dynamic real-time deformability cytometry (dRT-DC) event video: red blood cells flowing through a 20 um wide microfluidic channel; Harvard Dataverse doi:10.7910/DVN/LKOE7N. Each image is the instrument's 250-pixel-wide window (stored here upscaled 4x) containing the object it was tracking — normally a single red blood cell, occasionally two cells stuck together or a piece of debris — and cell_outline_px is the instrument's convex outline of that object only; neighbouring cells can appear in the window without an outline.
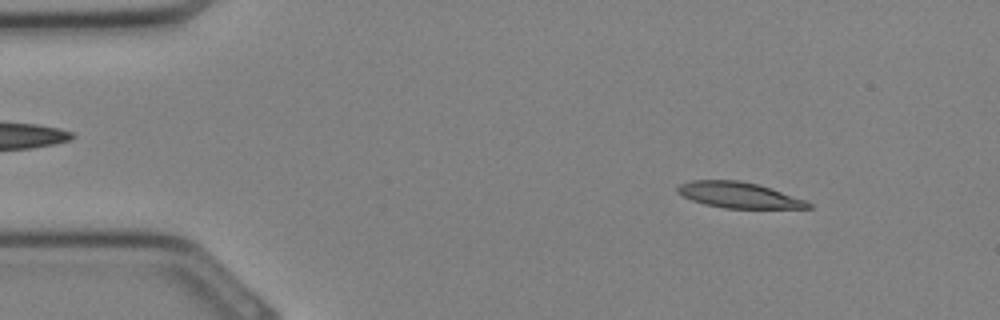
{"species": "Egyptian fruit bat (a non-hibernating species)", "species_latin": "Rousettus aegyptiacus", "temperature_condition": "cold", "stored_images_in_passage": 31, "camera_frame_rate_fps": 3000, "um_per_image_px": 0.085, "animal": {"sex": "female"}, "frame": {"image": 1, "passage_image": 3, "time_ms": 0.667, "image_size_px": [1000, 320], "cell_outline_px": [[812, 208], [724, 208], [704, 204], [692, 200], [676, 192], [676, 188], [680, 184], [692, 180], [740, 180], [760, 184], [804, 200], [812, 204]], "centroid_in_image_um": [62.77, 16.57], "position_along_channel_um": 22.2, "area_um2": 19.59}}
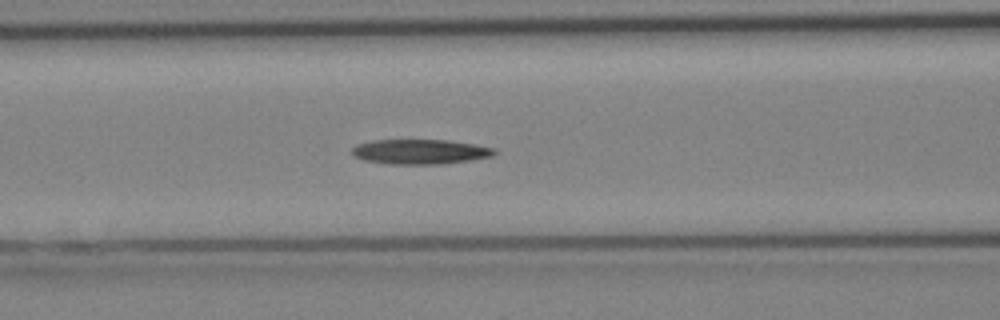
{"frame": {"image": 2, "passage_image": 12, "time_ms": 3.667, "image_size_px": [1000, 320], "cell_outline_px": [[496, 152], [492, 156], [444, 164], [388, 164], [364, 160], [352, 156], [352, 148], [356, 144], [372, 140], [448, 140], [476, 144], [496, 148]], "centroid_in_image_um": [35.69, 12.89], "position_along_channel_um": 130.9, "area_um2": 20.75}}
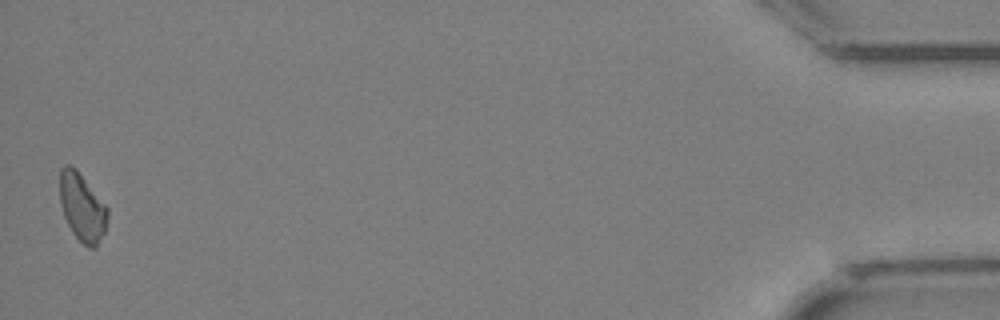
{"frame": {"image": 3, "passage_image": 31, "time_ms": 10.0, "image_size_px": [1000, 320], "cell_outline_px": [[108, 216], [104, 232], [96, 248], [88, 248], [72, 232], [64, 216], [60, 204], [60, 168], [64, 164], [68, 164], [76, 168], [108, 208]], "centroid_in_image_um": [6.97, 17.6], "position_along_channel_um": 428.2, "area_um2": 18.84}}